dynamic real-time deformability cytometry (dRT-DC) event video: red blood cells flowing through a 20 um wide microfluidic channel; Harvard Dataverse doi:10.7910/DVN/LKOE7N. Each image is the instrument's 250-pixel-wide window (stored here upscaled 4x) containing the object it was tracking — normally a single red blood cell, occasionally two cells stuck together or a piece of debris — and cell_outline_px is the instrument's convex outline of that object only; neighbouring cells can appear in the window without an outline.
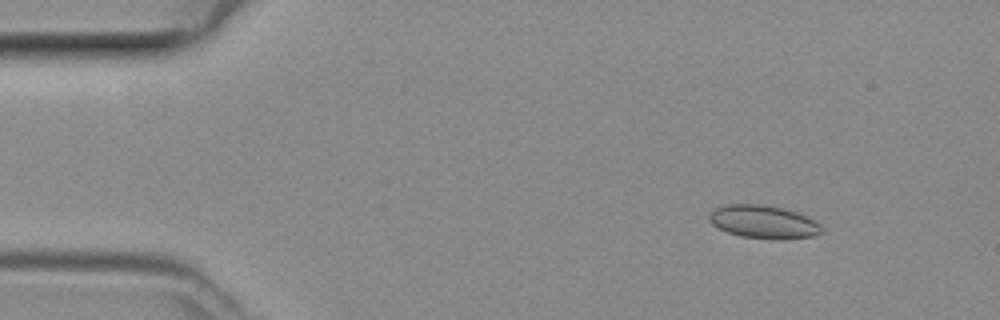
{"species": "common noctule bat (a hibernating species)", "species_latin": "Nyctalus noctula", "temperature_condition": "room temperature", "stored_images_in_passage": 43, "camera_frame_rate_fps": 3000, "um_per_image_px": 0.085, "animal": {"sex": "female", "body_mass_g": 29.2, "forearm_length_mm": 56.3}, "frame": {"image": 1, "passage_image": 1, "time_ms": 0.0, "image_size_px": [1000, 320], "cell_outline_px": [[824, 232], [812, 236], [780, 240], [772, 240], [740, 236], [728, 232], [712, 224], [708, 220], [708, 216], [716, 208], [724, 204], [764, 204], [784, 208], [808, 216], [820, 224], [824, 228]], "centroid_in_image_um": [64.94, 18.86], "position_along_channel_um": 20.1, "area_um2": 22.02}}
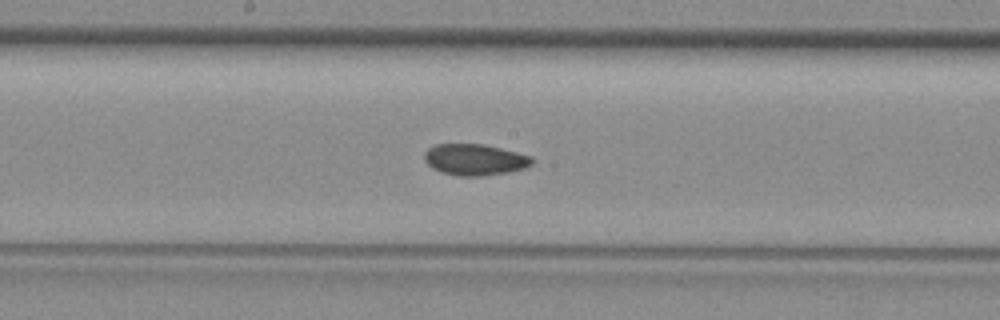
{"frame": {"image": 2, "passage_image": 20, "time_ms": 6.333, "image_size_px": [1000, 320], "cell_outline_px": [[532, 164], [524, 168], [508, 172], [480, 176], [456, 176], [440, 172], [432, 168], [424, 160], [424, 152], [428, 148], [436, 144], [484, 144], [532, 156]], "centroid_in_image_um": [40.32, 13.57], "position_along_channel_um": 207.9, "area_um2": 19.65}}
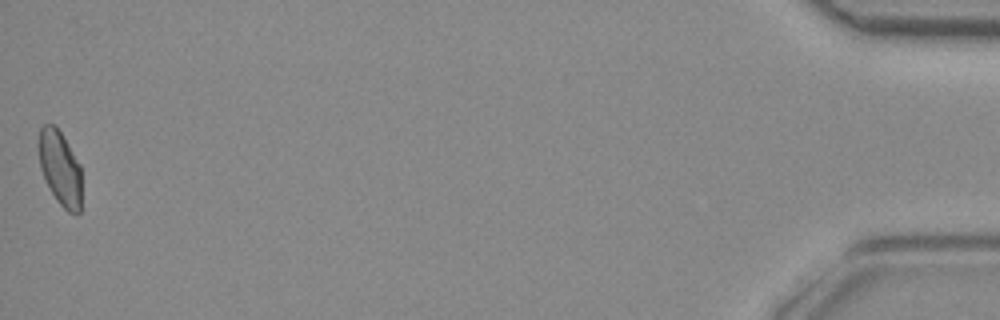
{"frame": {"image": 3, "passage_image": 43, "time_ms": 14.0, "image_size_px": [1000, 320], "cell_outline_px": [[80, 212], [68, 212], [56, 200], [40, 168], [40, 128], [44, 124], [56, 124], [80, 164]], "centroid_in_image_um": [5.12, 14.26], "position_along_channel_um": 430.1, "area_um2": 18.15}}